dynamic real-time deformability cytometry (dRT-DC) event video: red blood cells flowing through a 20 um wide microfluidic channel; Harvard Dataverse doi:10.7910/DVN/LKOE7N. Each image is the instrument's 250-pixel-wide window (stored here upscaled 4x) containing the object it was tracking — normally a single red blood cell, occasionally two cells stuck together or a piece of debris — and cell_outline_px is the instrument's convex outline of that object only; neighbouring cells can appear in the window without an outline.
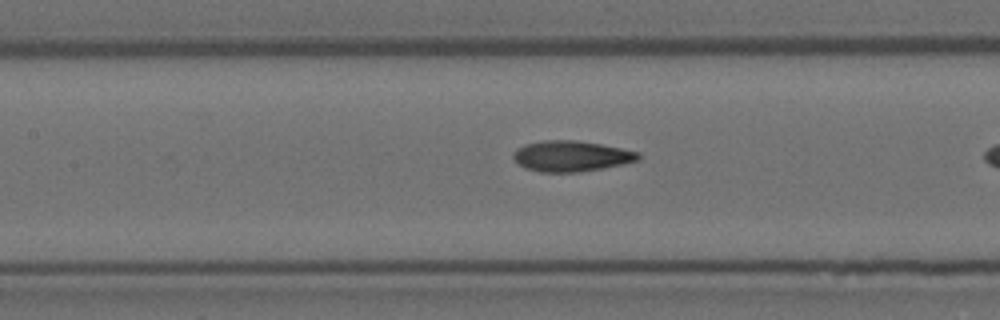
{"species": "Egyptian fruit bat (a non-hibernating species)", "species_latin": "Rousettus aegyptiacus", "temperature_condition": "room temperature", "stored_images_in_passage": 6, "camera_frame_rate_fps": 3000, "um_per_image_px": 0.085, "animal": {"sex": "female"}, "frame": {"image": 1, "passage_image": 6, "time_ms": 1.667, "image_size_px": [1000, 320], "cell_outline_px": [[640, 160], [604, 168], [576, 172], [540, 172], [528, 168], [520, 164], [512, 156], [516, 148], [524, 144], [544, 140], [576, 140], [600, 144], [640, 152]], "centroid_in_image_um": [48.57, 13.26], "position_along_channel_um": 158.8, "area_um2": 22.25}}